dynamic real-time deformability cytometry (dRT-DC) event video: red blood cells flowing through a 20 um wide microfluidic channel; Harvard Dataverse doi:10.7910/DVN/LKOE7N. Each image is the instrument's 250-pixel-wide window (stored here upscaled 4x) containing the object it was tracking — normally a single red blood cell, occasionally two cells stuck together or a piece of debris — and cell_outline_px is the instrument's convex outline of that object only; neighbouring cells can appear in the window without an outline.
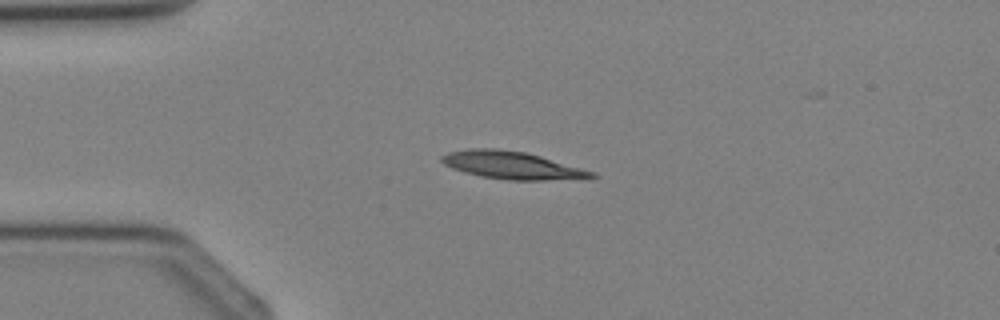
{"species": "Egyptian fruit bat (a non-hibernating species)", "species_latin": "Rousettus aegyptiacus", "temperature_condition": "cold", "stored_images_in_passage": 3, "camera_frame_rate_fps": 3000, "um_per_image_px": 0.085, "animal": {"sex": "female"}, "frame": {"image": 1, "passage_image": 3, "time_ms": 2.0, "image_size_px": [1000, 320], "cell_outline_px": [[600, 176], [544, 180], [508, 180], [480, 176], [464, 172], [452, 168], [444, 164], [440, 160], [440, 156], [448, 152], [468, 148], [496, 148], [524, 152], [540, 156], [596, 172]], "centroid_in_image_um": [43.45, 14.03], "position_along_channel_um": 41.6, "area_um2": 23.93}}